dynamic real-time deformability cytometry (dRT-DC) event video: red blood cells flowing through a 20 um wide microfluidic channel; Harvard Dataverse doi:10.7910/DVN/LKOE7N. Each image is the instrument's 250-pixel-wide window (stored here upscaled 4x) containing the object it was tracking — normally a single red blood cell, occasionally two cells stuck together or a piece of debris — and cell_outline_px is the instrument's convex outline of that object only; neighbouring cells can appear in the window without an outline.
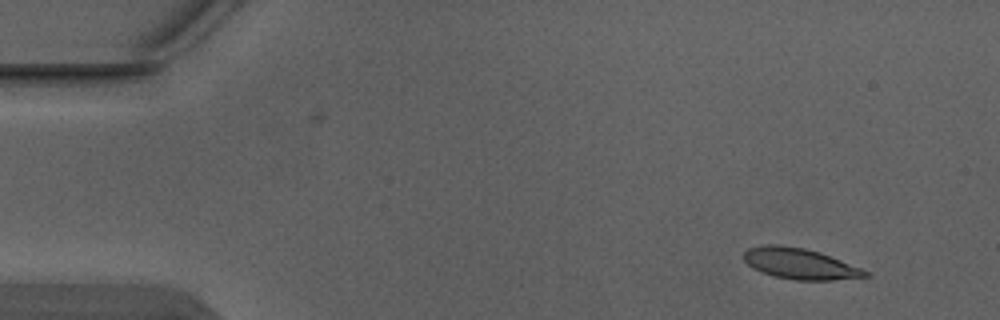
{"species": "Egyptian fruit bat (a non-hibernating species)", "species_latin": "Rousettus aegyptiacus", "temperature_condition": "warm", "stored_images_in_passage": 2, "segment_of_instrument_passage": [2, 2], "camera_frame_rate_fps": 3000, "um_per_image_px": 0.085, "animal": {"sex": "male"}, "frame": {"image": 1, "passage_image": 2, "time_ms": 0.333, "image_size_px": [1000, 320], "cell_outline_px": [[872, 276], [832, 280], [792, 280], [772, 276], [752, 268], [744, 260], [744, 252], [748, 248], [764, 244], [780, 244], [804, 248], [820, 252], [860, 268], [868, 272]], "centroid_in_image_um": [67.95, 22.41], "position_along_channel_um": 17.0, "area_um2": 21.91}}